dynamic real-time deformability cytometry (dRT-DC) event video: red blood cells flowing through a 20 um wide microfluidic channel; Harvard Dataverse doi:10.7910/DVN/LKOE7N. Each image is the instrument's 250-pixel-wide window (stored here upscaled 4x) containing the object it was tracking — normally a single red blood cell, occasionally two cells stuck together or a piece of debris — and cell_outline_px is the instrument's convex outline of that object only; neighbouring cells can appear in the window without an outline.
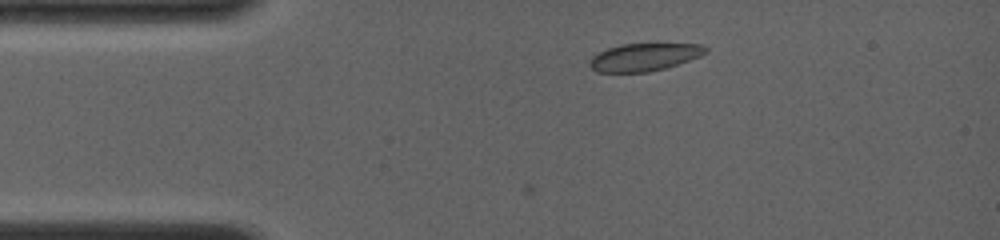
{"species": "common noctule bat (a hibernating species)", "species_latin": "Nyctalus noctula", "temperature_condition": "room temperature", "stored_images_in_passage": 6, "camera_frame_rate_fps": 4000, "um_per_image_px": 0.085, "animal": {"sex": "female", "body_mass_g": 19.0, "forearm_length_mm": 56.7}, "frame": {"image": 1, "passage_image": 1, "time_ms": 0.0, "image_size_px": [1000, 240], "cell_outline_px": [[708, 52], [700, 56], [664, 68], [648, 72], [596, 72], [588, 64], [588, 60], [592, 56], [608, 48], [620, 44], [704, 44], [708, 48]], "centroid_in_image_um": [54.74, 4.85], "position_along_channel_um": 30.3, "area_um2": 18.61}}